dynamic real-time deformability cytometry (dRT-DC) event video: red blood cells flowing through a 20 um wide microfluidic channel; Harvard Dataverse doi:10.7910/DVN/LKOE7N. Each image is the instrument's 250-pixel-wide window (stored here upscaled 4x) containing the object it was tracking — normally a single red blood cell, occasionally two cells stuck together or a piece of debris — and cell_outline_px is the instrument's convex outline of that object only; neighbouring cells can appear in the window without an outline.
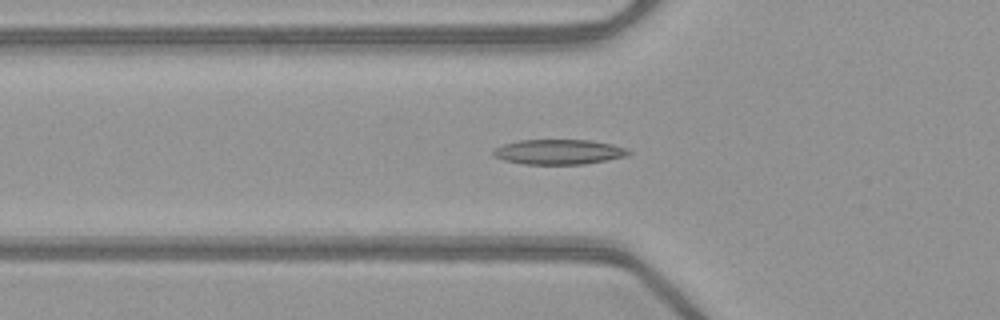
{"species": "common noctule bat (a hibernating species)", "species_latin": "Nyctalus noctula", "temperature_condition": "warm", "stored_images_in_passage": 53, "segment_of_instrument_passage": [1, 2], "camera_frame_rate_fps": 3000, "um_per_image_px": 0.085, "animal": {"sex": "female", "body_mass_g": 21.9}, "frame": {"image": 1, "passage_image": 19, "time_ms": 6.0, "image_size_px": [1000, 320], "cell_outline_px": [[632, 152], [628, 156], [608, 160], [584, 164], [524, 164], [504, 160], [492, 156], [492, 148], [504, 144], [520, 140], [588, 140], [612, 144], [628, 148]], "centroid_in_image_um": [47.5, 12.91], "position_along_channel_um": 78.3, "area_um2": 19.88}}
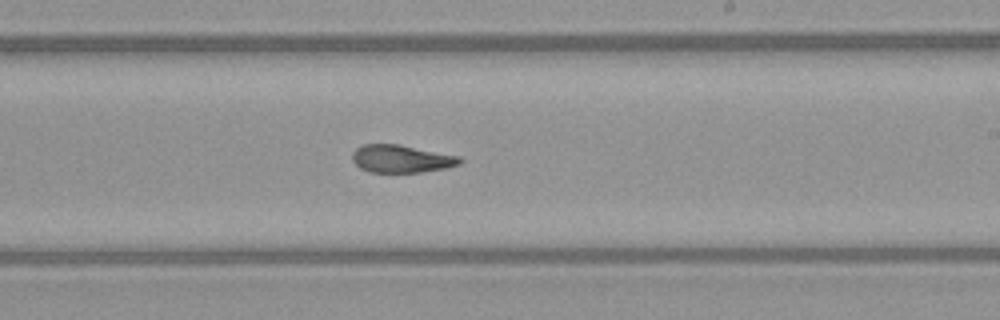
{"frame": {"image": 2, "passage_image": 32, "time_ms": 10.333, "image_size_px": [1000, 320], "cell_outline_px": [[464, 160], [460, 164], [448, 168], [420, 172], [368, 172], [360, 168], [352, 160], [352, 152], [356, 148], [364, 144], [400, 144], [460, 156]], "centroid_in_image_um": [34.13, 13.49], "position_along_channel_um": 254.9, "area_um2": 17.57}}
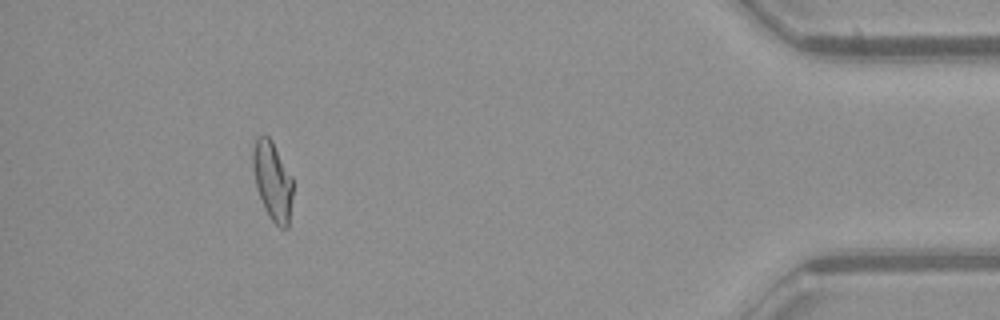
{"frame": {"image": 3, "passage_image": 48, "time_ms": 15.667, "image_size_px": [1000, 320], "cell_outline_px": [[292, 196], [288, 228], [280, 228], [268, 216], [264, 208], [256, 188], [252, 168], [252, 148], [256, 136], [268, 136], [272, 140], [292, 176]], "centroid_in_image_um": [23.14, 15.36], "position_along_channel_um": 412.1, "area_um2": 18.55}}